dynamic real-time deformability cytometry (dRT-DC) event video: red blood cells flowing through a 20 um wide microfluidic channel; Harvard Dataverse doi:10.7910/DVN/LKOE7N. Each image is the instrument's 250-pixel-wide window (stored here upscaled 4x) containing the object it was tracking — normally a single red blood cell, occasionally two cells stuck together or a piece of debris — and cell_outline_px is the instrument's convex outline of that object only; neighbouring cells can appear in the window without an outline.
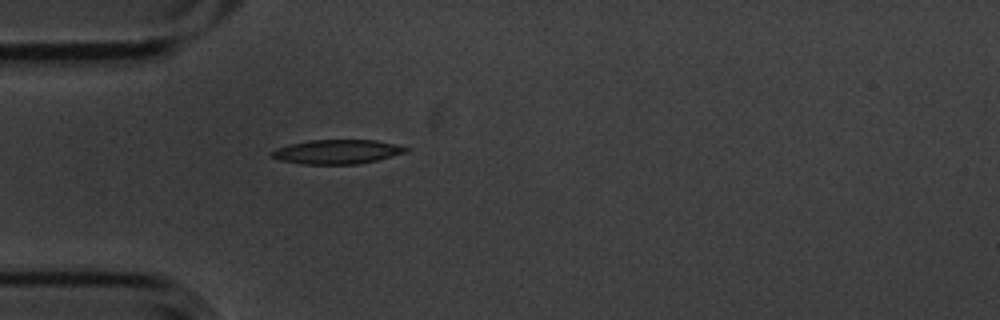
{"species": "common noctule bat (a hibernating species)", "species_latin": "Nyctalus noctula", "temperature_condition": "cold", "stored_images_in_passage": 1, "camera_frame_rate_fps": 3000, "um_per_image_px": 0.085, "animal": {"sex": "male", "body_mass_g": 20.1, "forearm_length_mm": 53.5}, "frame": {"image": 1, "passage_image": 1, "time_ms": 0.0, "image_size_px": [1000, 320], "cell_outline_px": [[408, 152], [376, 160], [356, 164], [300, 164], [280, 160], [272, 156], [272, 152], [276, 148], [308, 140], [376, 140], [408, 148]], "centroid_in_image_um": [28.64, 12.9], "position_along_channel_um": 56.4, "area_um2": 18.67}}